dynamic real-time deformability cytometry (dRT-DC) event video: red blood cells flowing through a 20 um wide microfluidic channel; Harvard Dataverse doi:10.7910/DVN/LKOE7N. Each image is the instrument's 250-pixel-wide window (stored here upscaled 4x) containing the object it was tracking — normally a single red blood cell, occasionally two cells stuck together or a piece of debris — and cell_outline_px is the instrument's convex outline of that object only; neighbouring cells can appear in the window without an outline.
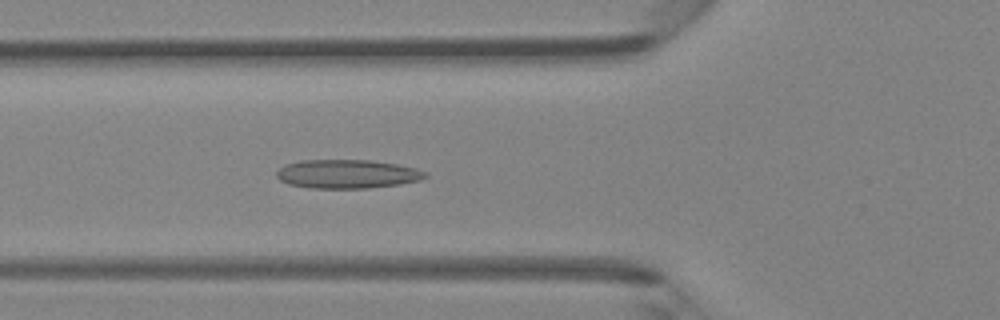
{"species": "Egyptian fruit bat (a non-hibernating species)", "species_latin": "Rousettus aegyptiacus", "temperature_condition": "room temperature", "stored_images_in_passage": 46, "camera_frame_rate_fps": 3000, "um_per_image_px": 0.085, "animal": {"sex": "female"}, "frame": {"image": 1, "passage_image": 17, "time_ms": 5.333, "image_size_px": [1000, 320], "cell_outline_px": [[428, 176], [420, 180], [400, 184], [368, 188], [308, 188], [288, 184], [280, 180], [276, 176], [276, 172], [284, 164], [300, 160], [368, 160], [396, 164], [416, 168], [428, 172]], "centroid_in_image_um": [29.5, 14.79], "position_along_channel_um": 96.3, "area_um2": 25.09}}
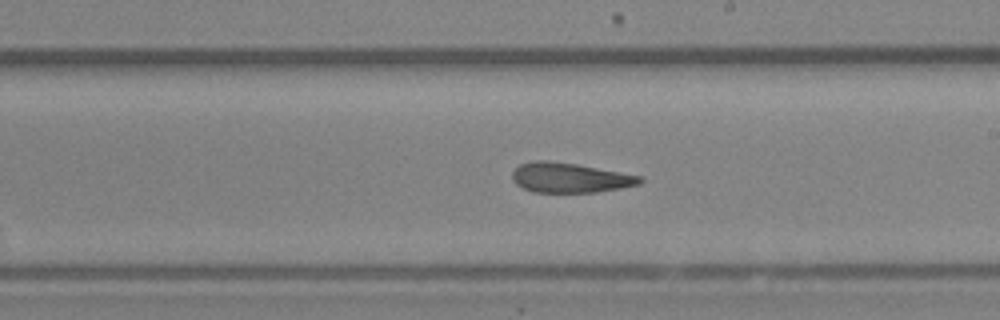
{"frame": {"image": 2, "passage_image": 27, "time_ms": 8.667, "image_size_px": [1000, 320], "cell_outline_px": [[644, 180], [640, 184], [620, 188], [596, 192], [532, 192], [516, 184], [512, 180], [512, 172], [520, 164], [536, 160], [548, 160], [576, 164], [640, 176]], "centroid_in_image_um": [48.41, 15.11], "position_along_channel_um": 240.6, "area_um2": 22.02}}
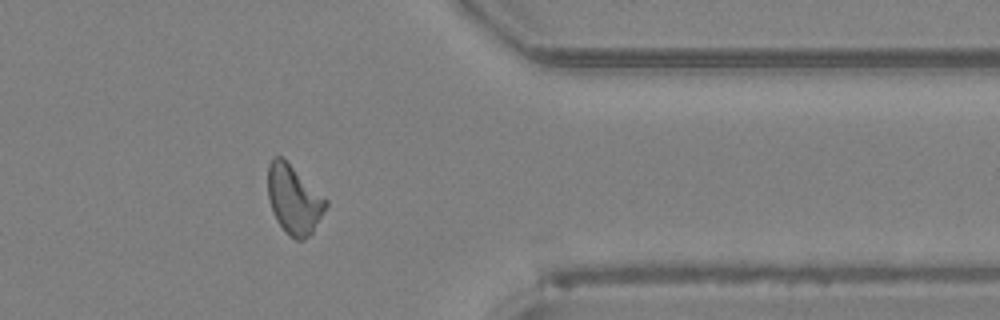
{"frame": {"image": 3, "passage_image": 38, "time_ms": 12.333, "image_size_px": [1000, 320], "cell_outline_px": [[328, 204], [312, 232], [304, 240], [296, 240], [276, 220], [272, 212], [268, 196], [268, 164], [272, 156], [280, 156], [328, 200]], "centroid_in_image_um": [24.96, 16.95], "position_along_channel_um": 386.4, "area_um2": 22.72}, "authors_computed_cell_mechanics": {"area_um2": 23.3801, "velocity_mm_per_s": 4.3464, "shape_relaxation_time_tau1_ms": null, "shape_relaxation_time_tau2_ms": 2.7583, "deformation_change_tau1": null, "deformation_change_tau2": 0.1149}}